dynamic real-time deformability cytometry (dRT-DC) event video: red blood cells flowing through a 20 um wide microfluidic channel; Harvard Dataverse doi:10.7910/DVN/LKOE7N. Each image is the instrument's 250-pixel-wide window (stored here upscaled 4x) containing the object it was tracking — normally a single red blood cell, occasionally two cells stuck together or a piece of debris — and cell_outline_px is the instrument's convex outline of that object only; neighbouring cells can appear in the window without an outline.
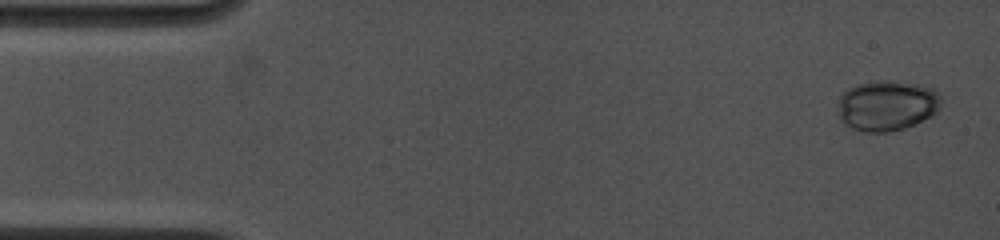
{"species": "common noctule bat (a hibernating species)", "species_latin": "Nyctalus noctula", "temperature_condition": "cold", "stored_images_in_passage": 33, "camera_frame_rate_fps": 4500, "um_per_image_px": 0.085, "animal": {"sex": "female", "body_mass_g": 19.0, "forearm_length_mm": 53.3}, "frame": {"image": 1, "passage_image": 1, "time_ms": 0.0, "image_size_px": [1000, 240], "cell_outline_px": [[940, 104], [936, 112], [932, 116], [904, 128], [888, 132], [868, 132], [852, 128], [840, 116], [840, 96], [848, 88], [856, 84], [876, 80], [892, 80], [920, 84], [932, 88], [940, 96]], "centroid_in_image_um": [75.42, 8.94], "position_along_channel_um": 9.6, "area_um2": 30.06}}
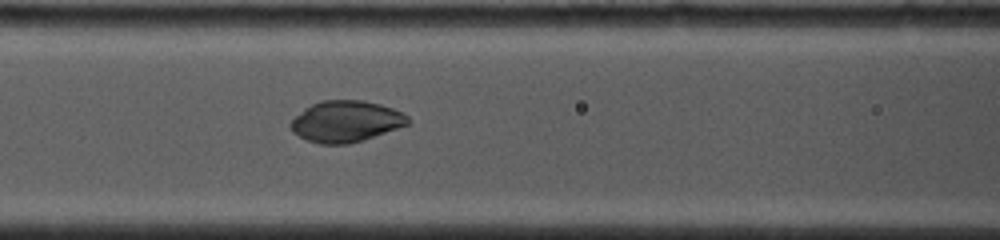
{"frame": {"image": 2, "passage_image": 17, "time_ms": 6.222, "image_size_px": [1000, 240], "cell_outline_px": [[408, 124], [364, 140], [348, 144], [320, 144], [308, 140], [292, 132], [288, 124], [296, 116], [312, 104], [324, 100], [360, 100], [380, 104], [392, 108], [408, 116]], "centroid_in_image_um": [29.38, 10.32], "position_along_channel_um": 137.2, "area_um2": 27.86}}
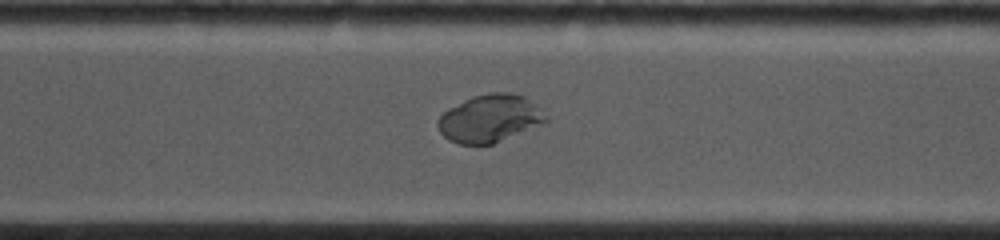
{"frame": {"image": 3, "passage_image": 28, "time_ms": 11.111, "image_size_px": [1000, 240], "cell_outline_px": [[548, 120], [544, 124], [492, 144], [460, 144], [448, 140], [440, 132], [436, 124], [436, 120], [448, 108], [472, 96], [492, 92], [512, 92], [524, 96], [540, 108], [548, 116]], "centroid_in_image_um": [41.64, 10.06], "position_along_channel_um": 329.0, "area_um2": 30.17}, "authors_computed_cell_mechanics": {"area_um2": 28.9, "velocity_mm_per_s": 3.9343, "shape_relaxation_time_tau1_ms": 5.5776, "shape_relaxation_time_tau2_ms": null, "deformation_change_tau1": 0.0873, "deformation_change_tau2": null}}